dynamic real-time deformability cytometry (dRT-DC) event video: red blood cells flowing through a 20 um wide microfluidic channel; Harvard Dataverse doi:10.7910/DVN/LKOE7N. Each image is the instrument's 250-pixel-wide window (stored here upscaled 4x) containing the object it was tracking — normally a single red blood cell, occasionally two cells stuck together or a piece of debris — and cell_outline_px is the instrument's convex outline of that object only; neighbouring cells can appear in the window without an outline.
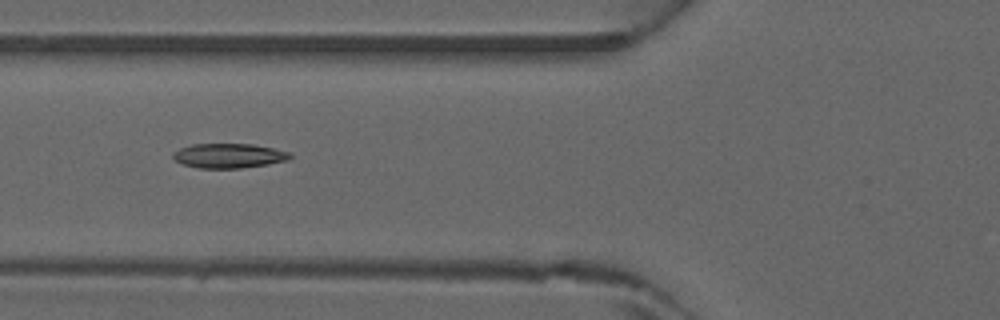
{"species": "common noctule bat (a hibernating species)", "species_latin": "Nyctalus noctula", "temperature_condition": "warm", "stored_images_in_passage": 6, "camera_frame_rate_fps": 3000, "um_per_image_px": 0.085, "animal": {"sex": "male", "forearm_length_mm": 52.5}, "frame": {"image": 1, "passage_image": 6, "time_ms": 1.667, "image_size_px": [1000, 320], "cell_outline_px": [[292, 156], [288, 160], [268, 164], [240, 168], [196, 168], [172, 160], [172, 152], [180, 148], [192, 144], [252, 144], [292, 152]], "centroid_in_image_um": [19.43, 13.24], "position_along_channel_um": 106.4, "area_um2": 16.88}}